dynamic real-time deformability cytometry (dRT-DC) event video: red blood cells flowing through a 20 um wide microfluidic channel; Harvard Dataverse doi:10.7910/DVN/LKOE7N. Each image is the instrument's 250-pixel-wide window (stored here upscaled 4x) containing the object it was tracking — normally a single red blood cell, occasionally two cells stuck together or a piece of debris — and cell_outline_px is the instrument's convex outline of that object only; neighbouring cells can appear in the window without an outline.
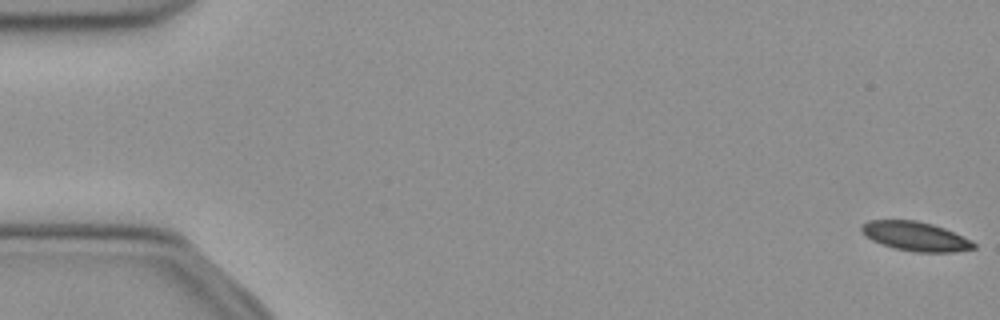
{"species": "common noctule bat (a hibernating species)", "species_latin": "Nyctalus noctula", "temperature_condition": "cold", "stored_images_in_passage": 52, "camera_frame_rate_fps": 3000, "um_per_image_px": 0.085, "animal": {"sex": "female", "body_mass_g": 21.9}, "frame": {"image": 1, "passage_image": 1, "time_ms": 0.0, "image_size_px": [1000, 320], "cell_outline_px": [[976, 248], [952, 252], [916, 252], [896, 248], [872, 240], [860, 232], [860, 224], [868, 220], [916, 220], [932, 224], [944, 228], [972, 240], [976, 244]], "centroid_in_image_um": [77.8, 20.07], "position_along_channel_um": 7.2, "area_um2": 19.07}}
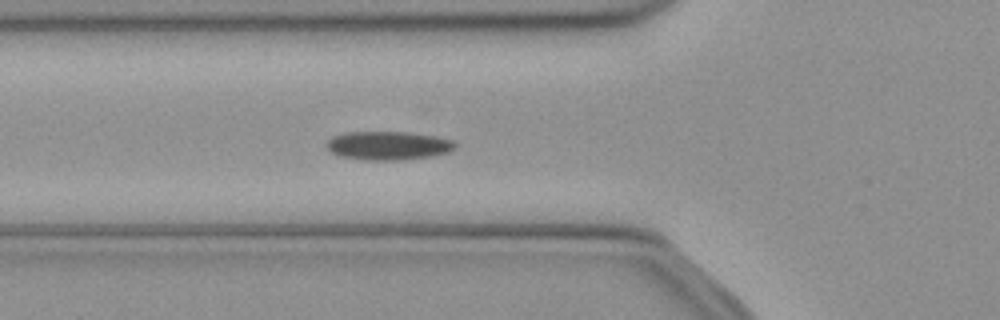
{"frame": {"image": 2, "passage_image": 19, "time_ms": 6.0, "image_size_px": [1000, 320], "cell_outline_px": [[456, 148], [448, 152], [432, 156], [400, 160], [364, 160], [340, 156], [332, 152], [324, 144], [332, 136], [344, 132], [408, 132], [436, 136], [452, 140], [456, 144]], "centroid_in_image_um": [32.98, 12.37], "position_along_channel_um": 92.8, "area_um2": 21.56}}
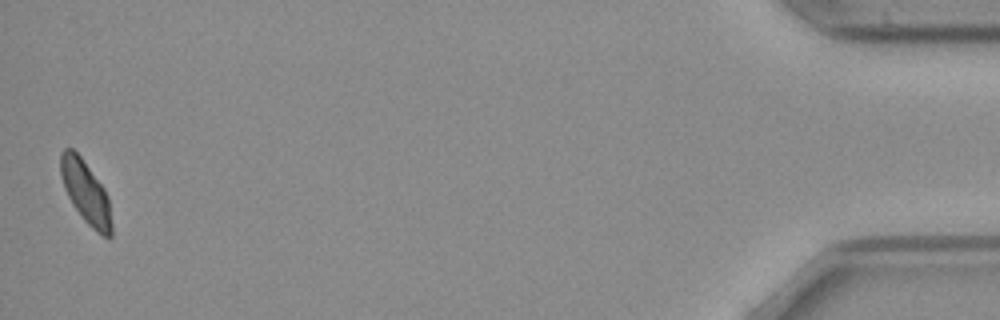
{"frame": {"image": 3, "passage_image": 52, "time_ms": 17.0, "image_size_px": [1000, 320], "cell_outline_px": [[112, 236], [108, 240], [96, 232], [84, 220], [72, 204], [64, 188], [60, 172], [60, 152], [64, 148], [72, 148], [80, 156], [104, 188], [108, 196], [112, 224]], "centroid_in_image_um": [7.3, 16.37], "position_along_channel_um": 427.9, "area_um2": 18.73}}